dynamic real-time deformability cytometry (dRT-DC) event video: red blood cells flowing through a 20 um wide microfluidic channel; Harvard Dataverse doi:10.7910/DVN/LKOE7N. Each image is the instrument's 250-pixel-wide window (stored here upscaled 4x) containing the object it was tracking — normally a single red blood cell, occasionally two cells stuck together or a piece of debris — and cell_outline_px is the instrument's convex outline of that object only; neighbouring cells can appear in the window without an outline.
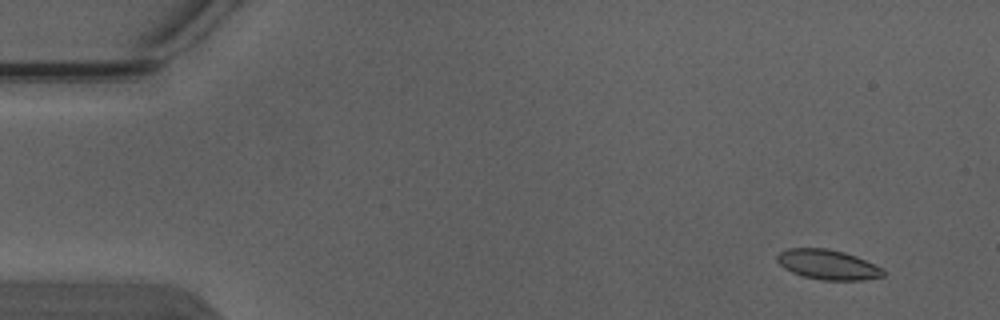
{"species": "Egyptian fruit bat (a non-hibernating species)", "species_latin": "Rousettus aegyptiacus", "temperature_condition": "warm", "stored_images_in_passage": 3, "camera_frame_rate_fps": 3000, "um_per_image_px": 0.085, "animal": {"sex": "male"}, "frame": {"image": 1, "passage_image": 1, "time_ms": 0.0, "image_size_px": [1000, 320], "cell_outline_px": [[884, 276], [864, 280], [820, 280], [804, 276], [792, 272], [784, 268], [776, 260], [776, 256], [780, 252], [788, 248], [828, 248], [844, 252], [856, 256], [880, 268], [884, 272]], "centroid_in_image_um": [70.32, 22.49], "position_along_channel_um": 14.7, "area_um2": 18.32}}